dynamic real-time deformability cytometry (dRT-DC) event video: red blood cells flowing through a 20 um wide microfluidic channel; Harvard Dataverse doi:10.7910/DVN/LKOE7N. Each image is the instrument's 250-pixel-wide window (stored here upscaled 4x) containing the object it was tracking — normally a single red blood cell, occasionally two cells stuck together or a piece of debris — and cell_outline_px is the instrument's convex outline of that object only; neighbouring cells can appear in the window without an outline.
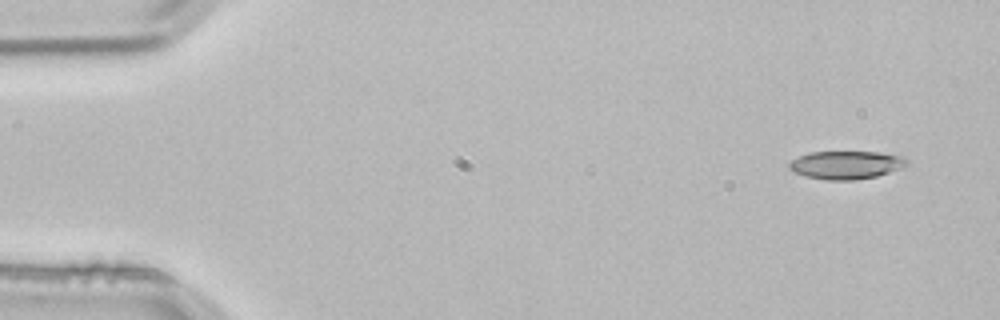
{"species": "common noctule bat (a hibernating species)", "species_latin": "Nyctalus noctula", "temperature_condition": "room temperature", "stored_images_in_passage": 3, "camera_frame_rate_fps": 3000, "um_per_image_px": 0.085, "animal": {"sex": "male", "body_mass_g": 21.5, "forearm_length_mm": 52.0}, "frame": {"image": 1, "passage_image": 1, "time_ms": 0.0, "image_size_px": [1000, 320], "cell_outline_px": [[908, 164], [900, 168], [876, 176], [852, 180], [828, 180], [804, 176], [788, 168], [788, 164], [792, 160], [808, 152], [880, 152], [904, 156], [908, 160]], "centroid_in_image_um": [71.92, 14.01], "position_along_channel_um": 13.1, "area_um2": 19.19}}
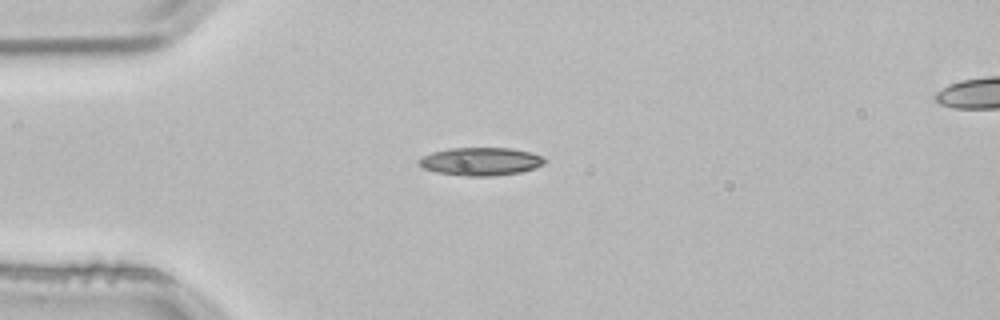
{"frame": {"image": 2, "passage_image": 3, "time_ms": 0.667, "image_size_px": [1000, 320], "cell_outline_px": [[548, 160], [544, 164], [520, 172], [492, 176], [464, 176], [436, 172], [424, 168], [416, 160], [420, 156], [432, 152], [452, 148], [512, 148], [532, 152], [544, 156]], "centroid_in_image_um": [40.87, 13.71], "position_along_channel_um": 44.1, "area_um2": 20.69}}